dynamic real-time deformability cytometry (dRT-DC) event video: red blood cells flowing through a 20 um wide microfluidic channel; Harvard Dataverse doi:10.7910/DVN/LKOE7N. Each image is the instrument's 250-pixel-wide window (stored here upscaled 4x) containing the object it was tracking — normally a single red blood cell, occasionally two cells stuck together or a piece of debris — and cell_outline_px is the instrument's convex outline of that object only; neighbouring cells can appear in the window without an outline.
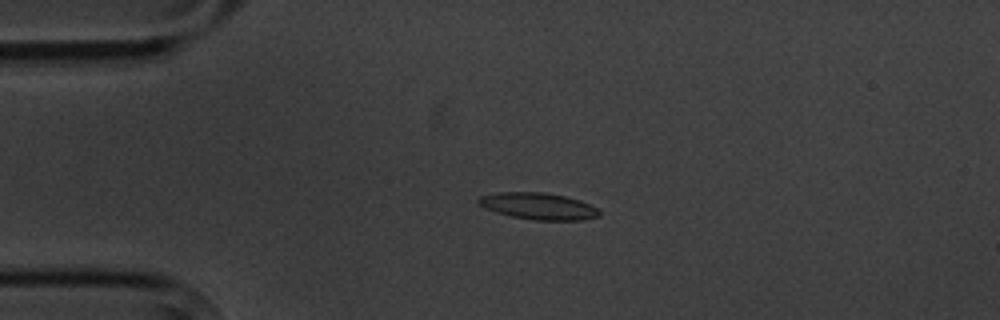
{"species": "common noctule bat (a hibernating species)", "species_latin": "Nyctalus noctula", "temperature_condition": "cold", "stored_images_in_passage": 6, "camera_frame_rate_fps": 3000, "um_per_image_px": 0.085, "animal": {"sex": "male", "body_mass_g": 20.1, "forearm_length_mm": 53.5}, "frame": {"image": 1, "passage_image": 4, "time_ms": 3.333, "image_size_px": [1000, 320], "cell_outline_px": [[600, 216], [584, 220], [536, 220], [512, 216], [496, 212], [476, 204], [476, 200], [480, 196], [496, 192], [544, 192], [564, 196], [580, 200], [600, 208]], "centroid_in_image_um": [45.78, 17.52], "position_along_channel_um": 39.2, "area_um2": 18.96}}
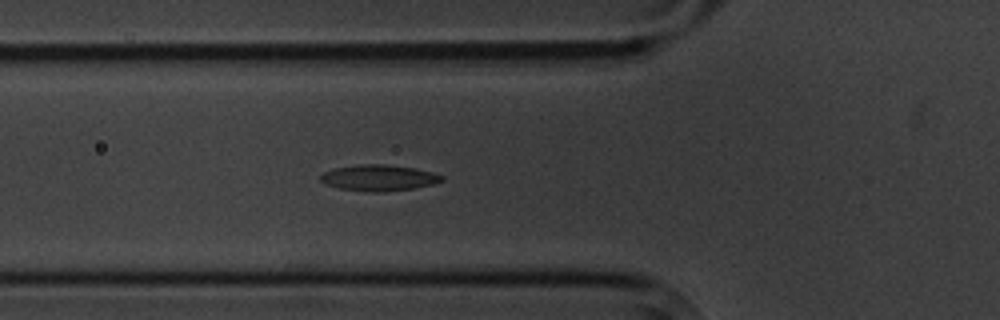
{"frame": {"image": 2, "passage_image": 6, "time_ms": 5.667, "image_size_px": [1000, 320], "cell_outline_px": [[444, 180], [432, 184], [412, 188], [380, 192], [376, 192], [340, 188], [324, 184], [320, 180], [320, 176], [324, 172], [332, 168], [360, 164], [384, 164], [416, 168], [432, 172], [444, 176]], "centroid_in_image_um": [32.18, 15.1], "position_along_channel_um": 93.6, "area_um2": 18.32}}